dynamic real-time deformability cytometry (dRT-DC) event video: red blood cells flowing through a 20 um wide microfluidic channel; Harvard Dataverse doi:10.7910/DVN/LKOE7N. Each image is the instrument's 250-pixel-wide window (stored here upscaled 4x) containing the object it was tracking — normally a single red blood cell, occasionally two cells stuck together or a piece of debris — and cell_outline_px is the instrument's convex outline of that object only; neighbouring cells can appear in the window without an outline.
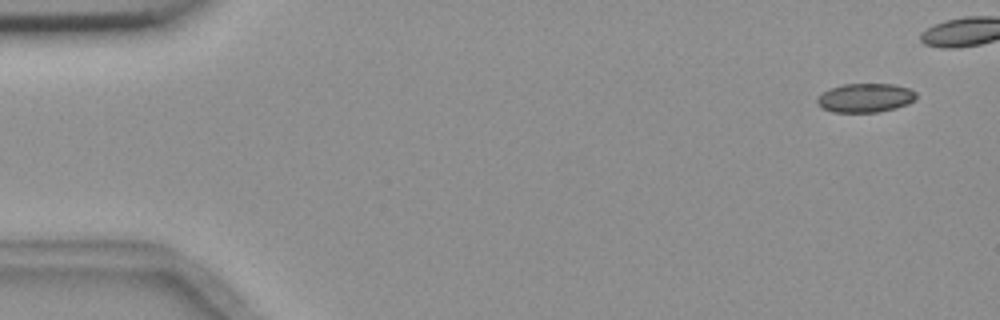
{"species": "common noctule bat (a hibernating species)", "species_latin": "Nyctalus noctula", "temperature_condition": "room temperature", "stored_images_in_passage": 8, "camera_frame_rate_fps": 3000, "um_per_image_px": 0.085, "animal": {"sex": "female", "body_mass_g": 18.4}, "frame": {"image": 1, "passage_image": 1, "time_ms": 0.0, "image_size_px": [1000, 320], "cell_outline_px": [[916, 100], [908, 104], [896, 108], [880, 112], [832, 112], [816, 104], [816, 100], [824, 92], [832, 88], [844, 84], [892, 84], [908, 88], [916, 92]], "centroid_in_image_um": [73.59, 8.33], "position_along_channel_um": 11.4, "area_um2": 16.65}}
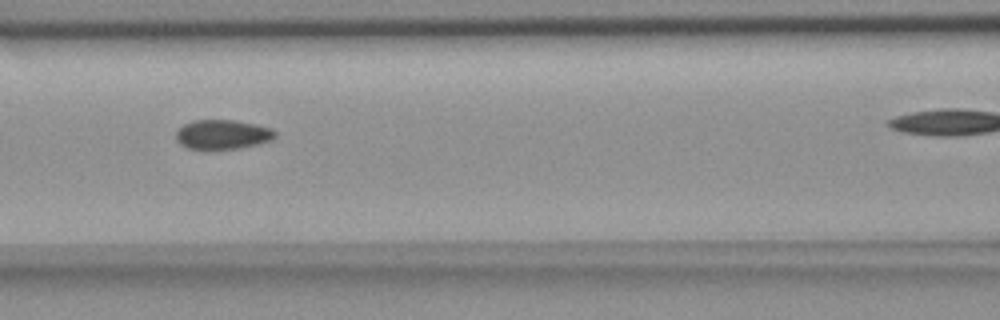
{"frame": {"image": 2, "passage_image": 7, "time_ms": 7.0, "image_size_px": [1000, 320], "cell_outline_px": [[276, 136], [272, 140], [260, 144], [240, 148], [208, 152], [184, 148], [176, 140], [176, 132], [184, 124], [196, 120], [236, 120], [256, 124], [272, 128], [276, 132]], "centroid_in_image_um": [18.9, 11.48], "position_along_channel_um": 147.7, "area_um2": 17.8}}